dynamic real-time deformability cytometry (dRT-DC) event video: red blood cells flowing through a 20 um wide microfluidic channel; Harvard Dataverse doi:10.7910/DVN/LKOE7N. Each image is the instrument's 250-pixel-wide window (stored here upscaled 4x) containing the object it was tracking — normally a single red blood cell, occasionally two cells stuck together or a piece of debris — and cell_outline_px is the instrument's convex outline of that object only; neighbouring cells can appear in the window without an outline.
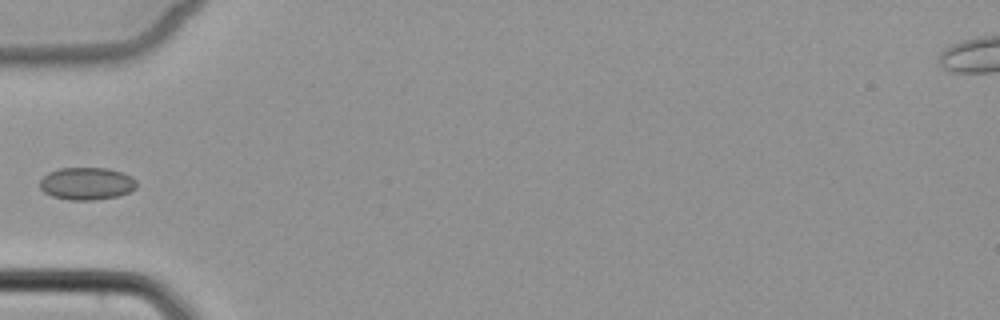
{"species": "common noctule bat (a hibernating species)", "species_latin": "Nyctalus noctula", "temperature_condition": "cold", "stored_images_in_passage": 6, "camera_frame_rate_fps": 3000, "um_per_image_px": 0.085, "animal": {"sex": "female", "body_mass_g": 22.7, "forearm_length_mm": 54.2}, "frame": {"image": 1, "passage_image": 5, "time_ms": 5.0, "image_size_px": [1000, 320], "cell_outline_px": [[136, 188], [128, 192], [116, 196], [92, 200], [68, 200], [52, 196], [44, 192], [40, 188], [40, 180], [48, 172], [60, 168], [108, 168], [132, 176], [136, 180]], "centroid_in_image_um": [7.35, 15.6], "position_along_channel_um": 77.6, "area_um2": 18.26}}
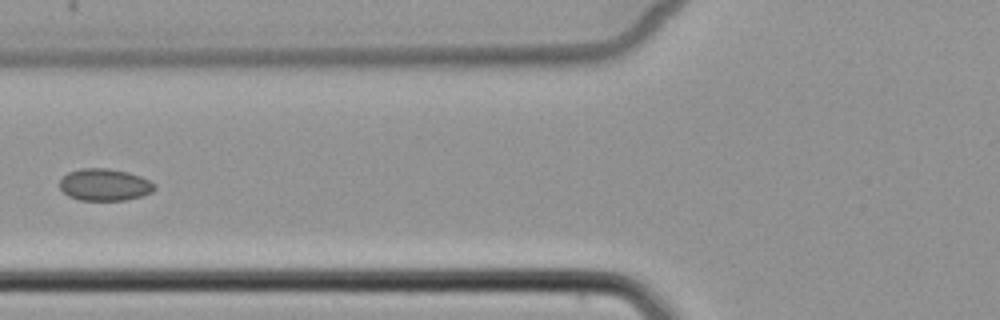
{"frame": {"image": 2, "passage_image": 6, "time_ms": 6.0, "image_size_px": [1000, 320], "cell_outline_px": [[156, 188], [152, 192], [140, 196], [124, 200], [80, 200], [68, 196], [60, 188], [60, 180], [68, 172], [80, 168], [108, 168], [128, 172], [140, 176], [156, 184]], "centroid_in_image_um": [8.89, 15.69], "position_along_channel_um": 116.9, "area_um2": 17.69}}